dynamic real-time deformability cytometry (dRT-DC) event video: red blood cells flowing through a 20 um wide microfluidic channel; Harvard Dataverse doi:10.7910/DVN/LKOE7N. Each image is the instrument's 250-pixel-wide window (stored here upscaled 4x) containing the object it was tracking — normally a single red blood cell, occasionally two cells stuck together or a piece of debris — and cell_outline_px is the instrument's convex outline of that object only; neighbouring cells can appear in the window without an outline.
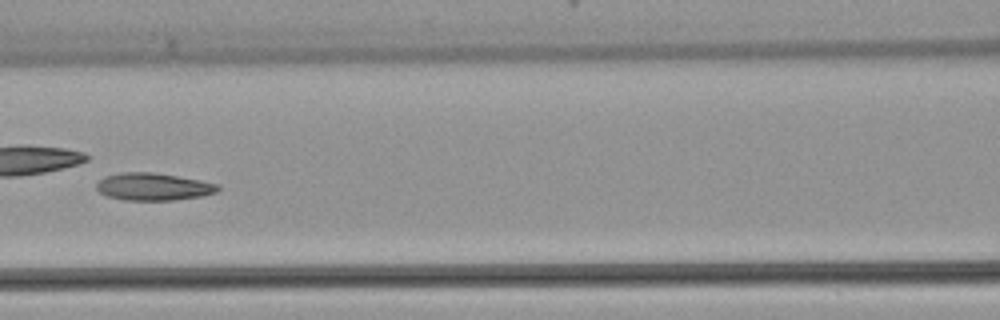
{"species": "common noctule bat (a hibernating species)", "species_latin": "Nyctalus noctula", "temperature_condition": "warm", "stored_images_in_passage": 36, "camera_frame_rate_fps": 3000, "um_per_image_px": 0.085, "animal": {"sex": "female", "body_mass_g": 22.7, "forearm_length_mm": 54.2}, "frame": {"image": 1, "passage_image": 16, "time_ms": 5.0, "image_size_px": [1000, 320], "cell_outline_px": [[220, 188], [216, 192], [200, 196], [176, 200], [124, 200], [108, 196], [100, 192], [96, 188], [96, 184], [104, 176], [120, 172], [152, 172], [200, 180], [220, 184]], "centroid_in_image_um": [13.03, 15.86], "position_along_channel_um": 153.6, "area_um2": 19.36}}